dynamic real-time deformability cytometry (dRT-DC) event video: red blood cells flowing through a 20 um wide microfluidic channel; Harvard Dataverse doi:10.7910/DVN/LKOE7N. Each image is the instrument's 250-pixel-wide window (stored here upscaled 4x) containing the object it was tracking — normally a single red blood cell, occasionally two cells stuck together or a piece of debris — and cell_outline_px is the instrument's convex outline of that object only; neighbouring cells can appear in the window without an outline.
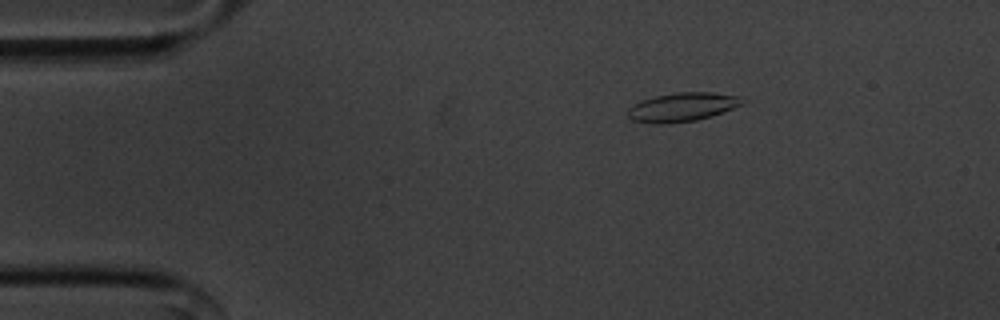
{"species": "common noctule bat (a hibernating species)", "species_latin": "Nyctalus noctula", "temperature_condition": "cold", "stored_images_in_passage": 48, "camera_frame_rate_fps": 3000, "um_per_image_px": 0.085, "animal": {"sex": "male", "body_mass_g": 20.1, "forearm_length_mm": 53.5}, "frame": {"image": 1, "passage_image": 2, "time_ms": 0.333, "image_size_px": [1000, 320], "cell_outline_px": [[748, 100], [744, 104], [712, 116], [696, 120], [660, 124], [656, 124], [632, 120], [628, 116], [628, 108], [644, 100], [656, 96], [676, 92], [712, 92], [740, 96]], "centroid_in_image_um": [58.07, 9.09], "position_along_channel_um": 26.9, "area_um2": 19.19}}
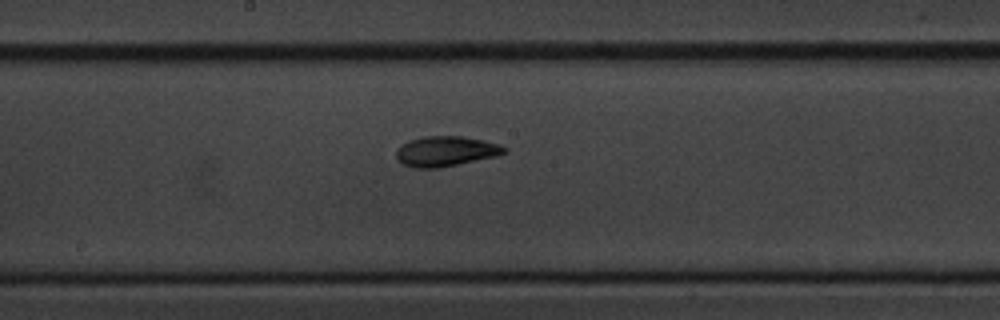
{"frame": {"image": 2, "passage_image": 22, "time_ms": 7.0, "image_size_px": [1000, 320], "cell_outline_px": [[508, 148], [504, 152], [496, 156], [440, 168], [412, 168], [396, 160], [396, 148], [400, 144], [408, 140], [424, 136], [464, 136], [484, 140], [500, 144]], "centroid_in_image_um": [37.85, 12.85], "position_along_channel_um": 210.4, "area_um2": 19.25}}
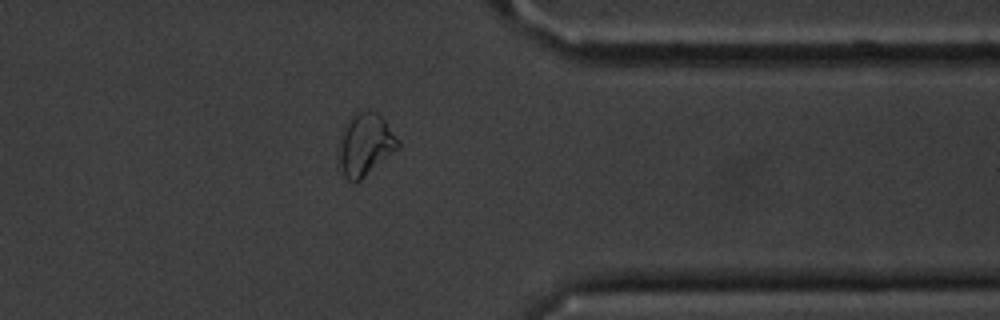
{"frame": {"image": 3, "passage_image": 37, "time_ms": 12.0, "image_size_px": [1000, 320], "cell_outline_px": [[400, 148], [360, 180], [348, 180], [336, 168], [336, 156], [344, 124], [360, 108], [368, 108], [376, 112], [384, 120], [400, 140]], "centroid_in_image_um": [31.0, 12.28], "position_along_channel_um": 380.4, "area_um2": 22.25}, "authors_computed_cell_mechanics": {"area_um2": 18.6405, "velocity_mm_per_s": 3.5903, "shape_relaxation_time_tau1_ms": 3.0398, "shape_relaxation_time_tau2_ms": 3.3216, "deformation_change_tau1": 0.1231, "deformation_change_tau2": 0.0896}}